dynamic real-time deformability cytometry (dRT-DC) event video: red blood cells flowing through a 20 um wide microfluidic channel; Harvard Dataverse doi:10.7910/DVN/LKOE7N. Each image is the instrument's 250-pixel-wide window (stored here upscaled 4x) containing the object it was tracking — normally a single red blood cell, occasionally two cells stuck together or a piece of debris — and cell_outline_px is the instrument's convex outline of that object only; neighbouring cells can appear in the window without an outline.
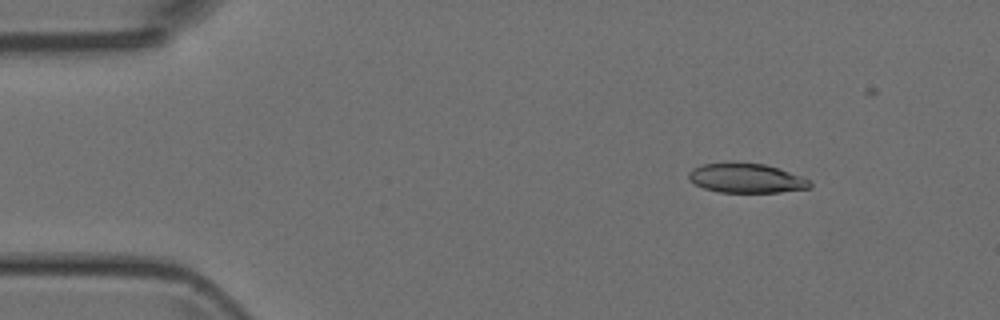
{"species": "Egyptian fruit bat (a non-hibernating species)", "species_latin": "Rousettus aegyptiacus", "temperature_condition": "room temperature", "stored_images_in_passage": 14, "camera_frame_rate_fps": 3000, "um_per_image_px": 0.085, "animal": {"sex": "female"}, "frame": {"image": 1, "passage_image": 7, "time_ms": 2.0, "image_size_px": [1000, 320], "cell_outline_px": [[812, 184], [808, 188], [780, 192], [720, 192], [704, 188], [688, 180], [688, 172], [692, 168], [704, 164], [764, 164], [800, 176], [808, 180]], "centroid_in_image_um": [63.39, 15.17], "position_along_channel_um": 21.6, "area_um2": 20.11}}